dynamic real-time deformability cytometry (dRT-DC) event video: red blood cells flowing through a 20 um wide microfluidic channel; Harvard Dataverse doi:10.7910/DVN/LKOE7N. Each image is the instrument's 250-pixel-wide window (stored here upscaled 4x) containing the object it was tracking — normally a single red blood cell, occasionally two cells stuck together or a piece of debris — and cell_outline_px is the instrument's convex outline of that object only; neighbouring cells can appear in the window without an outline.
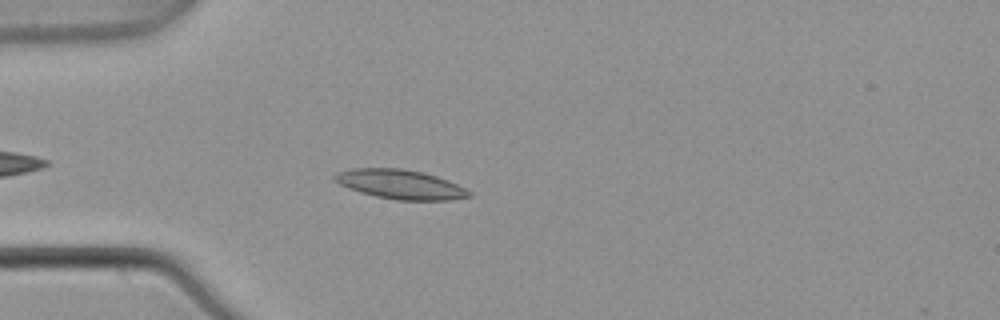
{"species": "common noctule bat (a hibernating species)", "species_latin": "Nyctalus noctula", "temperature_condition": "warm", "stored_images_in_passage": 6, "camera_frame_rate_fps": 3000, "um_per_image_px": 0.085, "animal": {"sex": "male", "body_mass_g": 21.5, "forearm_length_mm": 52.0}, "frame": {"image": 1, "passage_image": 6, "time_ms": 1.667, "image_size_px": [1000, 320], "cell_outline_px": [[472, 196], [448, 200], [396, 200], [376, 196], [360, 192], [348, 188], [332, 180], [332, 176], [336, 172], [352, 168], [400, 168], [420, 172], [436, 176], [456, 184], [472, 192]], "centroid_in_image_um": [33.97, 15.67], "position_along_channel_um": 51.0, "area_um2": 22.89}}